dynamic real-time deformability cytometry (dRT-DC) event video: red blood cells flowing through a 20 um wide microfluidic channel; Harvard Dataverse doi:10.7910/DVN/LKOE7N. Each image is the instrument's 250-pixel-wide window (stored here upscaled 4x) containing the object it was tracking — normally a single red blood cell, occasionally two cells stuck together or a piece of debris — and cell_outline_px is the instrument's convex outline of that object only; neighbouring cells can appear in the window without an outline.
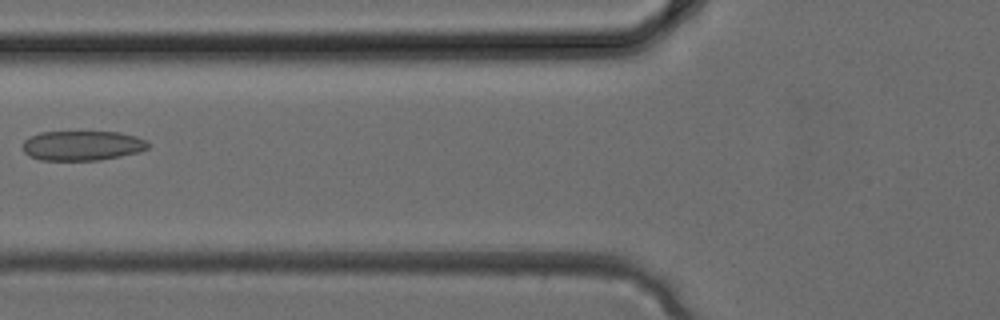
{"species": "common noctule bat (a hibernating species)", "species_latin": "Nyctalus noctula", "temperature_condition": "cold", "stored_images_in_passage": 4, "camera_frame_rate_fps": 3000, "um_per_image_px": 0.085, "animal": {"sex": "female", "body_mass_g": 24.6, "forearm_length_mm": 56.2}, "frame": {"image": 1, "passage_image": 4, "time_ms": 1.0, "image_size_px": [1000, 320], "cell_outline_px": [[148, 148], [140, 152], [100, 160], [40, 160], [28, 156], [24, 152], [24, 140], [40, 132], [120, 132], [136, 136], [148, 140]], "centroid_in_image_um": [7.02, 12.38], "position_along_channel_um": 118.8, "area_um2": 21.79}}